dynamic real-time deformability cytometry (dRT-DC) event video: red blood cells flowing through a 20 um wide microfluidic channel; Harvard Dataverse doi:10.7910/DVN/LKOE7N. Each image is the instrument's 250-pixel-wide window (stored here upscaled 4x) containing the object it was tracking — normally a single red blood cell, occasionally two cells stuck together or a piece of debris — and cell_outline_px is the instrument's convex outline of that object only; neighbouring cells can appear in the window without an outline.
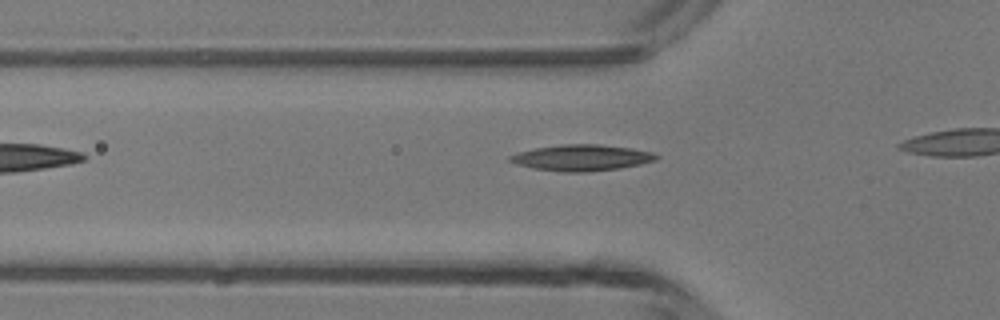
{"species": "common noctule bat (a hibernating species)", "species_latin": "Nyctalus noctula", "temperature_condition": "room temperature", "stored_images_in_passage": 8, "camera_frame_rate_fps": 3000, "um_per_image_px": 0.085, "animal": {"sex": "male", "body_mass_g": 13.3}, "frame": {"image": 1, "passage_image": 3, "time_ms": 0.667, "image_size_px": [1000, 320], "cell_outline_px": [[660, 156], [656, 160], [640, 164], [620, 168], [588, 172], [564, 172], [532, 168], [516, 164], [508, 160], [508, 156], [516, 152], [536, 148], [560, 144], [600, 144], [632, 148], [652, 152]], "centroid_in_image_um": [49.42, 13.4], "position_along_channel_um": 76.4, "area_um2": 22.43}}
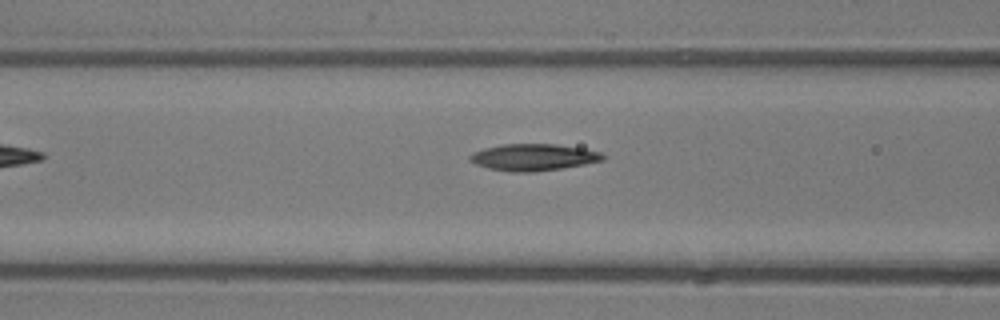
{"frame": {"image": 2, "passage_image": 6, "time_ms": 1.667, "image_size_px": [1000, 320], "cell_outline_px": [[604, 160], [584, 164], [560, 168], [532, 172], [512, 172], [488, 168], [476, 164], [468, 160], [468, 156], [472, 152], [484, 148], [500, 144], [556, 144], [584, 148], [600, 152], [604, 156]], "centroid_in_image_um": [45.3, 13.36], "position_along_channel_um": 121.3, "area_um2": 20.75}}